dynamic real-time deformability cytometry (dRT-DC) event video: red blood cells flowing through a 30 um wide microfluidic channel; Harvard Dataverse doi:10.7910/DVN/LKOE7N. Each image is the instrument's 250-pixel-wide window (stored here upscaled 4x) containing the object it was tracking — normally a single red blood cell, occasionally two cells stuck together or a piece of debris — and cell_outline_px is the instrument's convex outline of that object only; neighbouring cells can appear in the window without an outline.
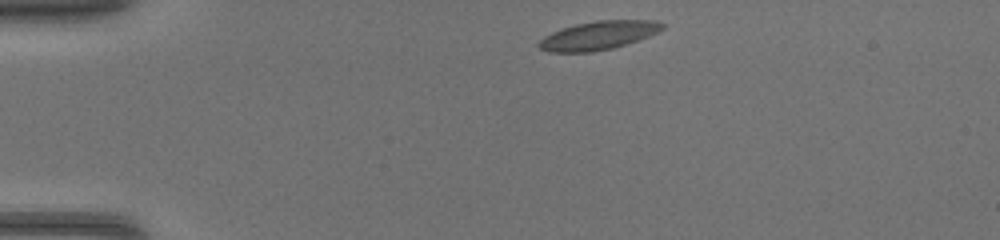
{"species": "common noctule bat (a hibernating species)", "species_latin": "Nyctalus noctula", "temperature_condition": "warm", "stored_images_in_passage": 37, "camera_frame_rate_fps": 3000, "um_per_image_px": 0.085, "animal": {"sex": "female", "body_mass_g": 17.0, "forearm_length_mm": 48.0}, "frame": {"image": 1, "passage_image": 1, "time_ms": 0.0, "image_size_px": [1000, 240], "cell_outline_px": [[664, 28], [648, 36], [612, 48], [592, 52], [548, 52], [540, 48], [536, 44], [544, 36], [560, 28], [576, 24], [596, 20], [656, 20], [664, 24]], "centroid_in_image_um": [50.82, 3.0], "position_along_channel_um": 34.2, "area_um2": 20.46}}
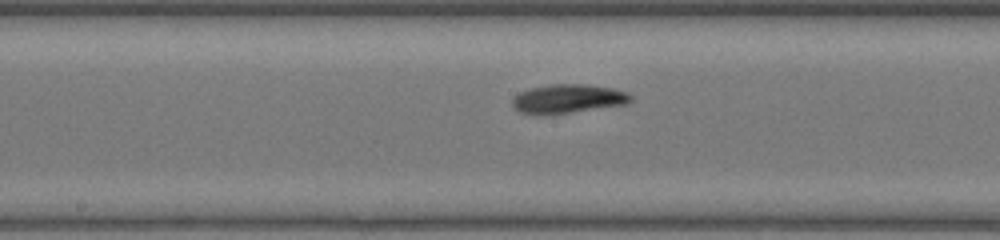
{"frame": {"image": 2, "passage_image": 16, "time_ms": 5.0, "image_size_px": [1000, 240], "cell_outline_px": [[632, 100], [628, 104], [544, 116], [520, 112], [512, 108], [512, 96], [520, 92], [532, 88], [552, 84], [584, 84], [612, 88], [628, 92], [632, 96]], "centroid_in_image_um": [48.25, 8.41], "position_along_channel_um": 199.9, "area_um2": 20.23}}
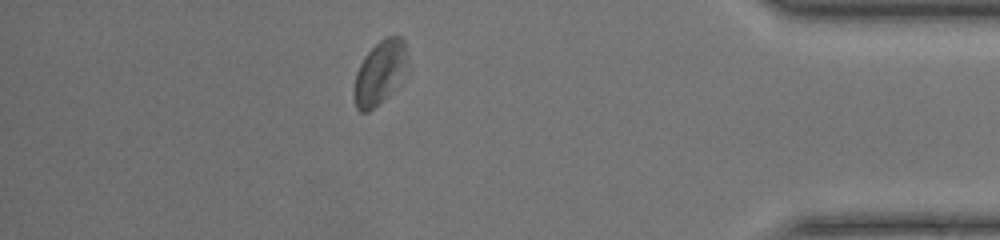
{"frame": {"image": 3, "passage_image": 32, "time_ms": 10.333, "image_size_px": [1000, 240], "cell_outline_px": [[408, 68], [388, 92], [368, 112], [360, 112], [356, 108], [352, 96], [352, 92], [356, 72], [364, 56], [384, 36], [400, 36], [404, 40], [408, 56]], "centroid_in_image_um": [32.25, 6.12], "position_along_channel_um": 402.9, "area_um2": 19.54}}